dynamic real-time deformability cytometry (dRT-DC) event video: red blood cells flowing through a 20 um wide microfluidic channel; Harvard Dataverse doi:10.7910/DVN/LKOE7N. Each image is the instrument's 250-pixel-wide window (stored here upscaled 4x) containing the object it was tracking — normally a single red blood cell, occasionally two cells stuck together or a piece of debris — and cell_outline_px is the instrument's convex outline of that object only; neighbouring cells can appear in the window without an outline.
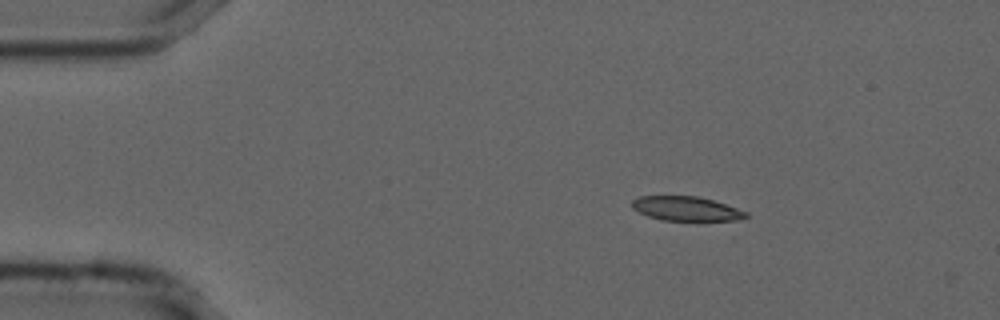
{"species": "common noctule bat (a hibernating species)", "species_latin": "Nyctalus noctula", "temperature_condition": "cold", "stored_images_in_passage": 2, "camera_frame_rate_fps": 3000, "um_per_image_px": 0.085, "animal": {"sex": "male", "forearm_length_mm": 52.5}, "frame": {"image": 1, "passage_image": 1, "time_ms": 0.0, "image_size_px": [1000, 320], "cell_outline_px": [[748, 216], [736, 220], [696, 224], [664, 220], [648, 216], [632, 208], [632, 200], [640, 196], [696, 196], [712, 200], [748, 212]], "centroid_in_image_um": [58.37, 17.79], "position_along_channel_um": 26.6, "area_um2": 16.88}}